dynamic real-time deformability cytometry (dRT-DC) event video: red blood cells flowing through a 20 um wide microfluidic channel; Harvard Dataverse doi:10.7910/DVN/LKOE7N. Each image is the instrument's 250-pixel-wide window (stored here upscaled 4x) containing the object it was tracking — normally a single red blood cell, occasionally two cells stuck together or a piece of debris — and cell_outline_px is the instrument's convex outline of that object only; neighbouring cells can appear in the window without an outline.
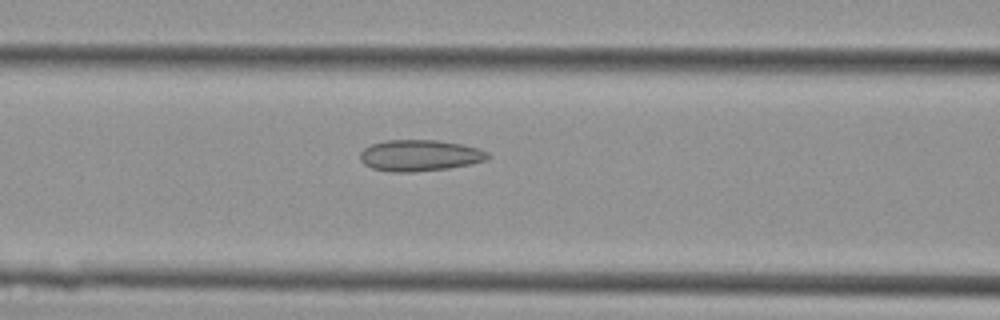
{"species": "Egyptian fruit bat (a non-hibernating species)", "species_latin": "Rousettus aegyptiacus", "temperature_condition": "cold", "stored_images_in_passage": 29, "camera_frame_rate_fps": 3000, "um_per_image_px": 0.085, "animal": {"sex": "female"}, "frame": {"image": 1, "passage_image": 5, "time_ms": 1.333, "image_size_px": [1000, 320], "cell_outline_px": [[492, 156], [488, 160], [448, 168], [412, 172], [388, 172], [372, 168], [364, 164], [360, 160], [360, 152], [364, 148], [372, 144], [384, 140], [436, 140], [460, 144], [476, 148], [488, 152]], "centroid_in_image_um": [35.66, 13.22], "position_along_channel_um": 130.9, "area_um2": 23.29}}
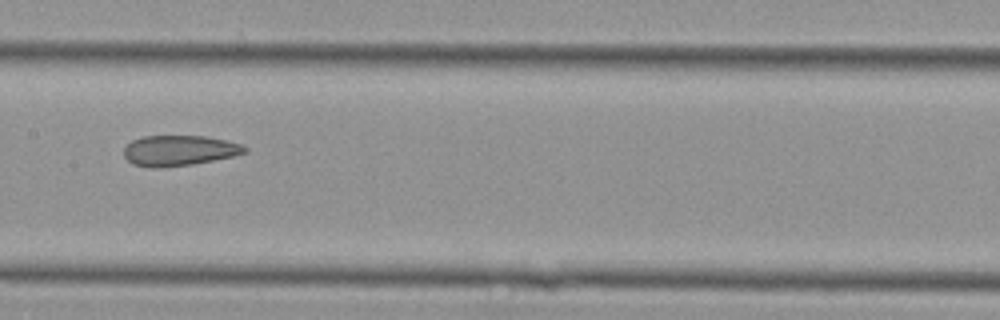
{"frame": {"image": 2, "passage_image": 9, "time_ms": 2.667, "image_size_px": [1000, 320], "cell_outline_px": [[248, 152], [232, 156], [192, 164], [156, 168], [152, 168], [132, 164], [124, 156], [124, 148], [132, 140], [144, 136], [204, 136], [224, 140], [240, 144], [248, 148]], "centroid_in_image_um": [15.21, 12.79], "position_along_channel_um": 192.2, "area_um2": 21.27}}